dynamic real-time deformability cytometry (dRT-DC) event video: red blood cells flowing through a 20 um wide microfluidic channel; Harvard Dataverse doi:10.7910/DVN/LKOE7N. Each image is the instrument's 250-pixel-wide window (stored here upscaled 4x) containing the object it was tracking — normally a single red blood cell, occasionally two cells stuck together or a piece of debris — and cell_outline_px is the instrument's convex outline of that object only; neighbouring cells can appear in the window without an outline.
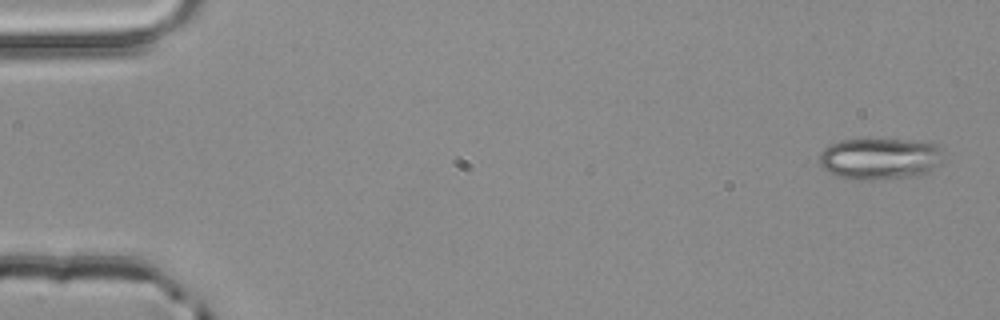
{"species": "common noctule bat (a hibernating species)", "species_latin": "Nyctalus noctula", "temperature_condition": "room temperature", "stored_images_in_passage": 4, "camera_frame_rate_fps": 3000, "um_per_image_px": 0.085, "animal": {"sex": "male", "body_mass_g": 20.4}, "frame": {"image": 1, "passage_image": 1, "time_ms": 0.0, "image_size_px": [1000, 320], "cell_outline_px": [[944, 148], [940, 160], [928, 172], [920, 176], [872, 180], [856, 180], [836, 176], [828, 172], [820, 164], [820, 152], [828, 144], [840, 140], [924, 140], [936, 144]], "centroid_in_image_um": [74.79, 13.49], "position_along_channel_um": 10.2, "area_um2": 30.35}}